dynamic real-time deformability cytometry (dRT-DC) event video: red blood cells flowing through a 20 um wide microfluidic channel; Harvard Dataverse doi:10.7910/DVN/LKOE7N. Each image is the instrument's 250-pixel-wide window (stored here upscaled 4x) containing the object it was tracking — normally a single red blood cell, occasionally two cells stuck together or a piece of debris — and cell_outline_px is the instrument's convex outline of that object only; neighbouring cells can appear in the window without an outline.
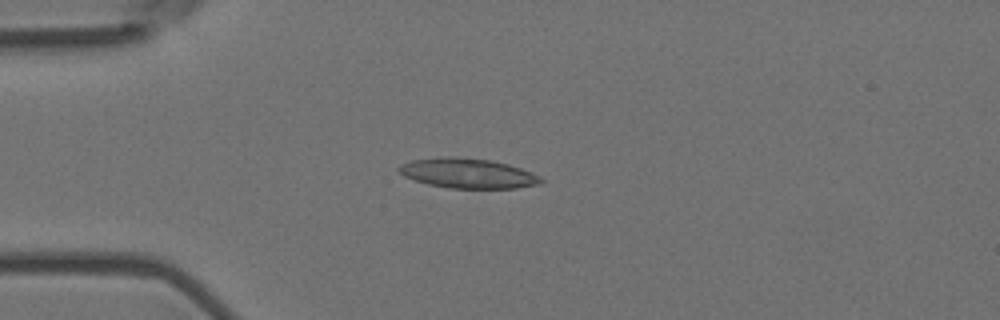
{"species": "Egyptian fruit bat (a non-hibernating species)", "species_latin": "Rousettus aegyptiacus", "temperature_condition": "room temperature", "stored_images_in_passage": 7, "camera_frame_rate_fps": 3000, "um_per_image_px": 0.085, "animal": {"sex": "female"}, "frame": {"image": 1, "passage_image": 4, "time_ms": 1.0, "image_size_px": [1000, 320], "cell_outline_px": [[544, 180], [540, 184], [516, 188], [448, 188], [428, 184], [404, 176], [396, 168], [400, 164], [412, 160], [448, 156], [452, 156], [492, 160], [508, 164], [520, 168], [540, 176]], "centroid_in_image_um": [39.76, 14.73], "position_along_channel_um": 45.2, "area_um2": 24.68}}
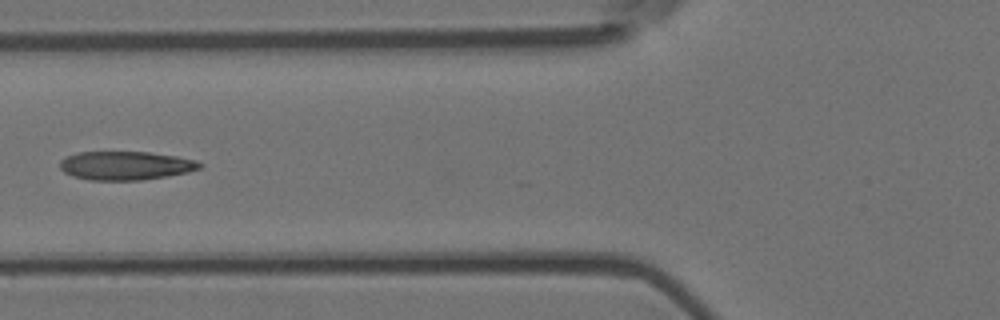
{"frame": {"image": 2, "passage_image": 6, "time_ms": 1.667, "image_size_px": [1000, 320], "cell_outline_px": [[204, 164], [200, 168], [188, 172], [168, 176], [140, 180], [88, 180], [72, 176], [64, 172], [60, 168], [60, 160], [64, 156], [76, 152], [148, 152], [176, 156], [196, 160]], "centroid_in_image_um": [10.65, 14.07], "position_along_channel_um": 115.1, "area_um2": 23.52}}
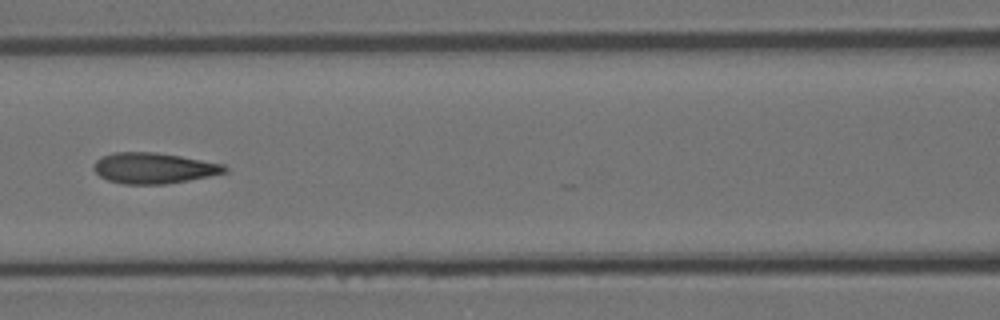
{"frame": {"image": 3, "passage_image": 7, "time_ms": 2.0, "image_size_px": [1000, 320], "cell_outline_px": [[228, 172], [188, 180], [164, 184], [124, 184], [108, 180], [100, 176], [92, 168], [92, 164], [100, 156], [112, 152], [156, 152], [180, 156], [224, 164], [228, 168]], "centroid_in_image_um": [13.03, 14.28], "position_along_channel_um": 153.6, "area_um2": 23.58}}